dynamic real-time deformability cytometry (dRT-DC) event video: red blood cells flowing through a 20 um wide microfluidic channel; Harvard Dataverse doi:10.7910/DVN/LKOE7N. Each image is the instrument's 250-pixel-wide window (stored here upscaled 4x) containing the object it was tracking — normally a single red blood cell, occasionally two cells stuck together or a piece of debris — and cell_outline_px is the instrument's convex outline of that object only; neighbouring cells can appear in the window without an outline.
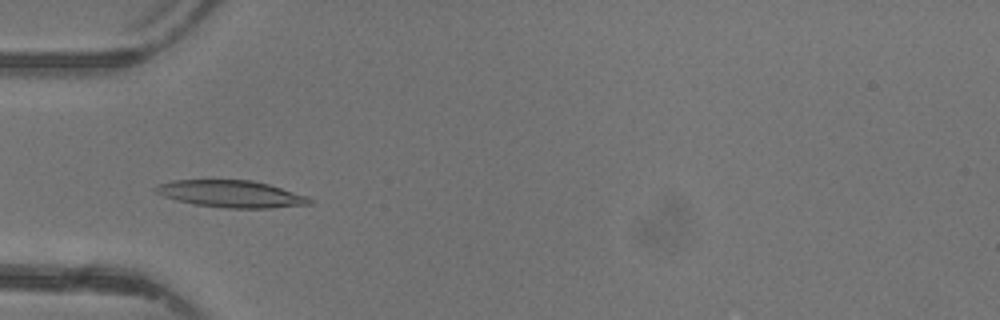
{"species": "common noctule bat (a hibernating species)", "species_latin": "Nyctalus noctula", "temperature_condition": "warm", "stored_images_in_passage": 46, "camera_frame_rate_fps": 3000, "um_per_image_px": 0.085, "animal": {"sex": "female"}, "frame": {"image": 1, "passage_image": 14, "time_ms": 4.333, "image_size_px": [1000, 320], "cell_outline_px": [[312, 204], [272, 208], [228, 208], [196, 204], [176, 200], [164, 196], [156, 192], [152, 188], [160, 184], [172, 180], [252, 180], [268, 184], [308, 196], [312, 200]], "centroid_in_image_um": [19.66, 16.48], "position_along_channel_um": 65.3, "area_um2": 24.1}}
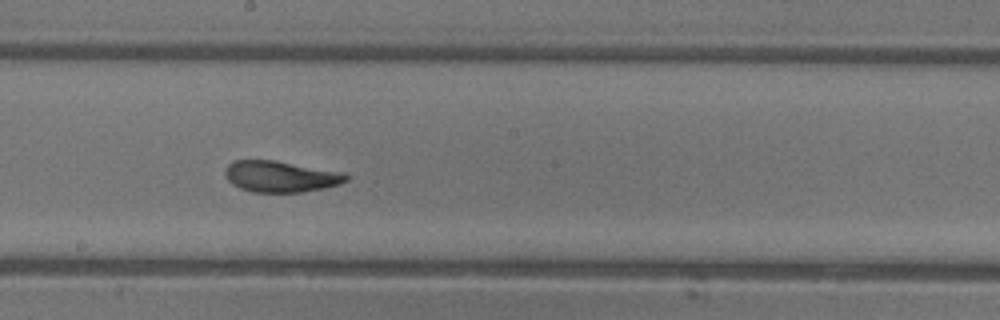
{"frame": {"image": 2, "passage_image": 25, "time_ms": 8.0, "image_size_px": [1000, 320], "cell_outline_px": [[348, 180], [340, 184], [324, 188], [300, 192], [252, 192], [240, 188], [232, 184], [224, 176], [224, 168], [232, 160], [272, 160], [344, 172], [348, 176]], "centroid_in_image_um": [23.82, 15.0], "position_along_channel_um": 224.4, "area_um2": 22.08}}
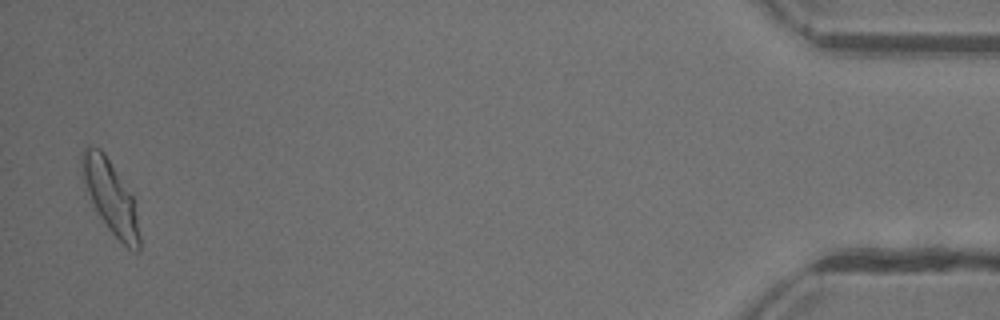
{"frame": {"image": 3, "passage_image": 45, "time_ms": 14.667, "image_size_px": [1000, 320], "cell_outline_px": [[140, 252], [136, 252], [128, 248], [108, 228], [100, 216], [80, 180], [80, 152], [88, 144], [92, 144], [100, 148], [104, 152], [132, 196], [140, 236]], "centroid_in_image_um": [9.32, 16.65], "position_along_channel_um": 425.9, "area_um2": 24.39}, "authors_computed_cell_mechanics": {"area_um2": 22.542, "velocity_mm_per_s": 4.3619, "shape_relaxation_time_tau1_ms": 4.4951, "shape_relaxation_time_tau2_ms": 1.111, "deformation_change_tau1": 0.1843, "deformation_change_tau2": 0.0744}}